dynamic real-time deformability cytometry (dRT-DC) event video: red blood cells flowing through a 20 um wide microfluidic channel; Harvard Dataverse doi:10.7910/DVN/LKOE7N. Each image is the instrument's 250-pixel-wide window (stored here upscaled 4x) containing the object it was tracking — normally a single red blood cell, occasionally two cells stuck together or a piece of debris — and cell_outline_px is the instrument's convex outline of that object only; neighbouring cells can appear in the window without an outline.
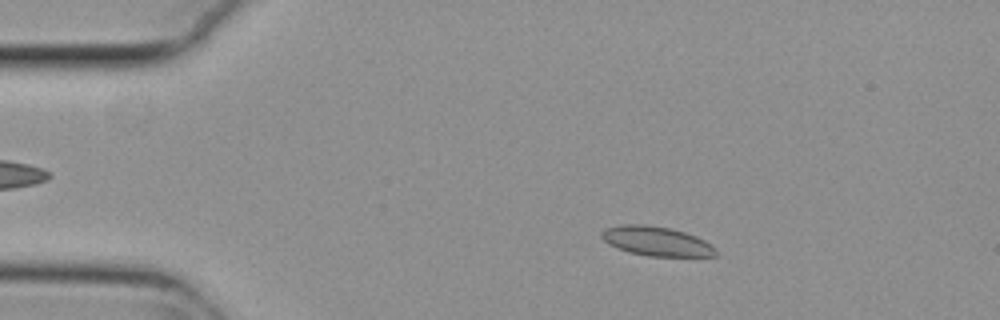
{"species": "common noctule bat (a hibernating species)", "species_latin": "Nyctalus noctula", "temperature_condition": "cold", "stored_images_in_passage": 53, "camera_frame_rate_fps": 3000, "um_per_image_px": 0.085, "animal": {"sex": "female", "body_mass_g": 29.2, "forearm_length_mm": 56.3}, "frame": {"image": 1, "passage_image": 8, "time_ms": 2.333, "image_size_px": [1000, 320], "cell_outline_px": [[708, 256], [660, 256], [632, 252], [612, 244], [608, 240], [612, 228], [664, 228], [680, 232], [692, 236], [708, 244]], "centroid_in_image_um": [55.93, 20.58], "position_along_channel_um": 29.1, "area_um2": 15.95}}
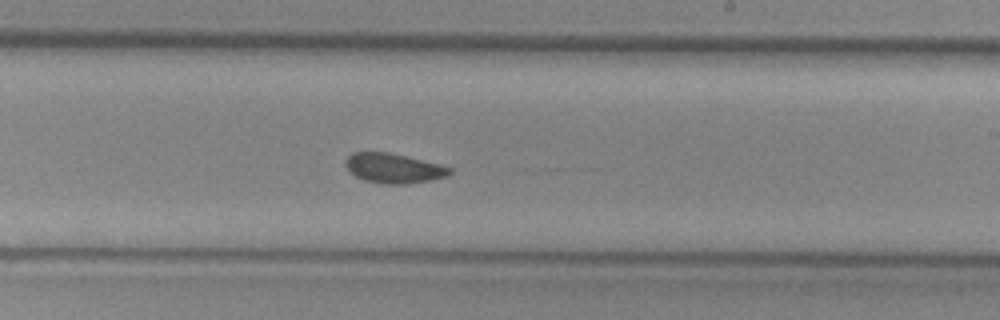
{"frame": {"image": 2, "passage_image": 31, "time_ms": 10.0, "image_size_px": [1000, 320], "cell_outline_px": [[448, 172], [440, 176], [420, 180], [372, 180], [360, 176], [352, 172], [348, 164], [348, 160], [352, 156], [360, 152], [376, 152], [396, 156], [432, 164], [448, 168]], "centroid_in_image_um": [33.35, 14.24], "position_along_channel_um": 255.6, "area_um2": 14.45}}
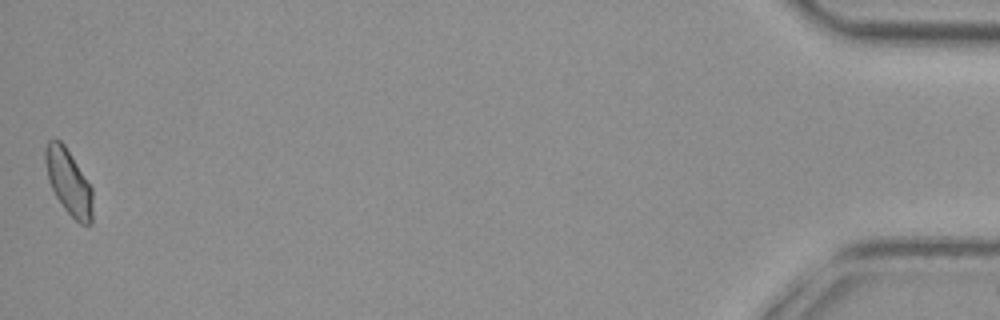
{"frame": {"image": 3, "passage_image": 53, "time_ms": 17.333, "image_size_px": [1000, 320], "cell_outline_px": [[92, 192], [88, 224], [76, 220], [68, 212], [60, 200], [52, 184], [48, 172], [48, 144], [56, 140], [60, 140], [68, 152], [88, 184]], "centroid_in_image_um": [5.86, 15.49], "position_along_channel_um": 429.3, "area_um2": 15.49}}